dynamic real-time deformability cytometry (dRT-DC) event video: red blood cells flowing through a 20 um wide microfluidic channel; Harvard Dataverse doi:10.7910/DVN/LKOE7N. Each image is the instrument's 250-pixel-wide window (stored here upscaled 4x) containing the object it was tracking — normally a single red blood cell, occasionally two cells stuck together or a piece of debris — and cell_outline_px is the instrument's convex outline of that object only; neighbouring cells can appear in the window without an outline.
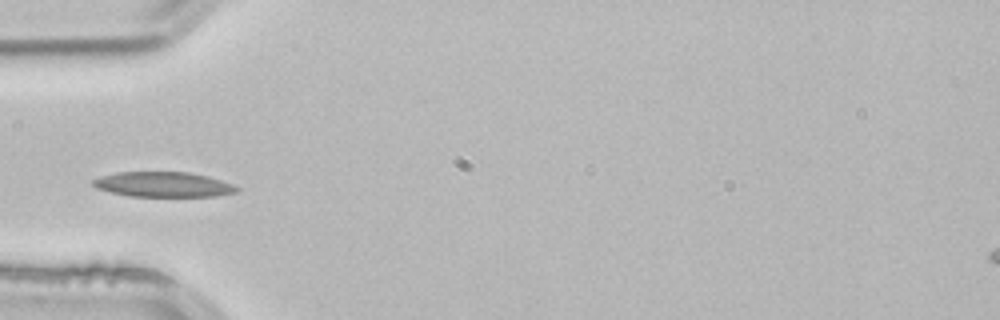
{"species": "common noctule bat (a hibernating species)", "species_latin": "Nyctalus noctula", "temperature_condition": "room temperature", "stored_images_in_passage": 4, "camera_frame_rate_fps": 3000, "um_per_image_px": 0.085, "animal": {"sex": "male", "body_mass_g": 21.5, "forearm_length_mm": 52.0}, "frame": {"image": 1, "passage_image": 4, "time_ms": 1.0, "image_size_px": [1000, 320], "cell_outline_px": [[240, 188], [236, 192], [216, 196], [128, 196], [96, 188], [92, 184], [92, 180], [100, 176], [116, 172], [188, 172], [208, 176], [232, 184]], "centroid_in_image_um": [13.86, 15.67], "position_along_channel_um": 71.1, "area_um2": 20.92}}